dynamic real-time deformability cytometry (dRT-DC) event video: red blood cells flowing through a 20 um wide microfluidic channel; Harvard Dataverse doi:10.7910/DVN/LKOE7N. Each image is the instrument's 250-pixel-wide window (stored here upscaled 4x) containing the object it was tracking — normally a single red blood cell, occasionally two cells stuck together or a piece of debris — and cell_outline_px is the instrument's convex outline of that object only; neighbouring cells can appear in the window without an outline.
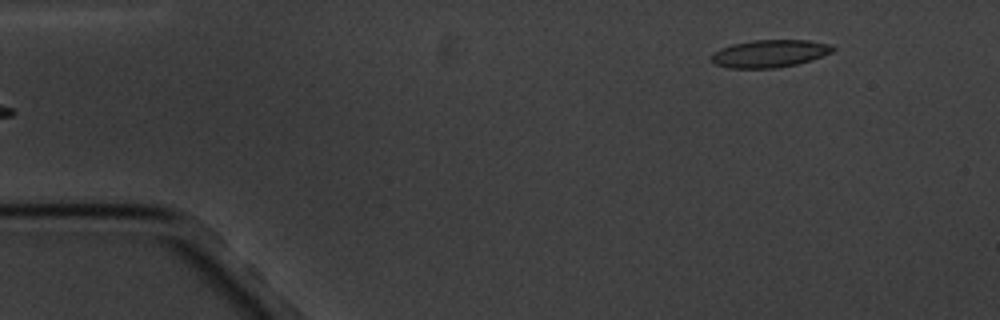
{"species": "common noctule bat (a hibernating species)", "species_latin": "Nyctalus noctula", "temperature_condition": "cold", "stored_images_in_passage": 6, "camera_frame_rate_fps": 3000, "um_per_image_px": 0.085, "animal": {"sex": "male", "body_mass_g": 20.1, "forearm_length_mm": 53.5}, "frame": {"image": 1, "passage_image": 6, "time_ms": 6.0, "image_size_px": [1000, 320], "cell_outline_px": [[836, 48], [832, 52], [812, 60], [796, 64], [776, 68], [728, 68], [716, 64], [708, 60], [712, 52], [720, 48], [732, 44], [752, 40], [808, 40], [832, 44]], "centroid_in_image_um": [65.39, 4.55], "position_along_channel_um": 19.6, "area_um2": 19.77}}